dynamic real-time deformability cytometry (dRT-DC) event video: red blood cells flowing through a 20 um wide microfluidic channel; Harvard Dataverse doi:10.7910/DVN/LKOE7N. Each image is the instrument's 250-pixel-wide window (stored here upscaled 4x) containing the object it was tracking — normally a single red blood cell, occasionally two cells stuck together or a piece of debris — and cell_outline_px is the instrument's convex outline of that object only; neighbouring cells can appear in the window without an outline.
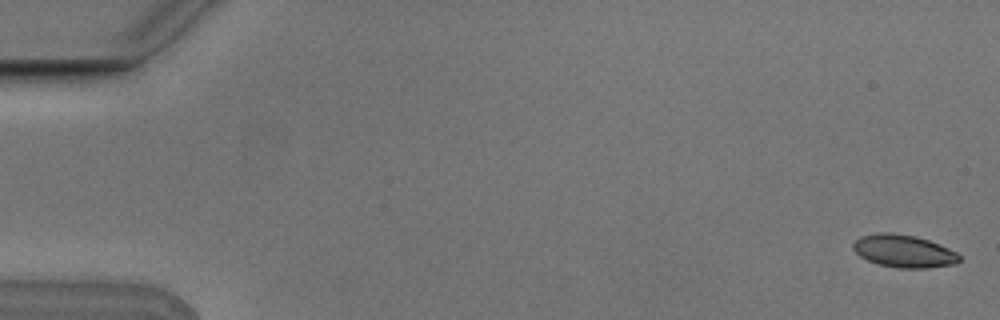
{"species": "Egyptian fruit bat (a non-hibernating species)", "species_latin": "Rousettus aegyptiacus", "temperature_condition": "cold", "stored_images_in_passage": 11, "camera_frame_rate_fps": 3000, "um_per_image_px": 0.085, "animal": {"sex": "male"}, "frame": {"image": 1, "passage_image": 1, "time_ms": 0.0, "image_size_px": [1000, 320], "cell_outline_px": [[960, 260], [956, 264], [928, 268], [900, 268], [880, 264], [868, 260], [860, 256], [852, 248], [852, 244], [860, 236], [876, 232], [892, 232], [916, 236], [928, 240], [948, 248], [956, 252], [960, 256]], "centroid_in_image_um": [76.81, 21.33], "position_along_channel_um": 8.2, "area_um2": 20.23}}
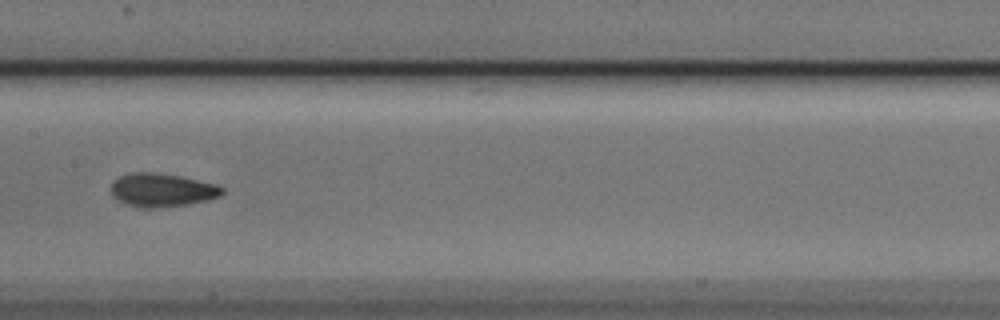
{"frame": {"image": 2, "passage_image": 8, "time_ms": 2.333, "image_size_px": [1000, 320], "cell_outline_px": [[224, 192], [220, 196], [204, 200], [184, 204], [148, 208], [140, 208], [124, 204], [112, 196], [112, 180], [120, 176], [132, 172], [152, 172], [180, 176], [216, 184], [224, 188]], "centroid_in_image_um": [13.72, 16.14], "position_along_channel_um": 193.7, "area_um2": 21.44}}
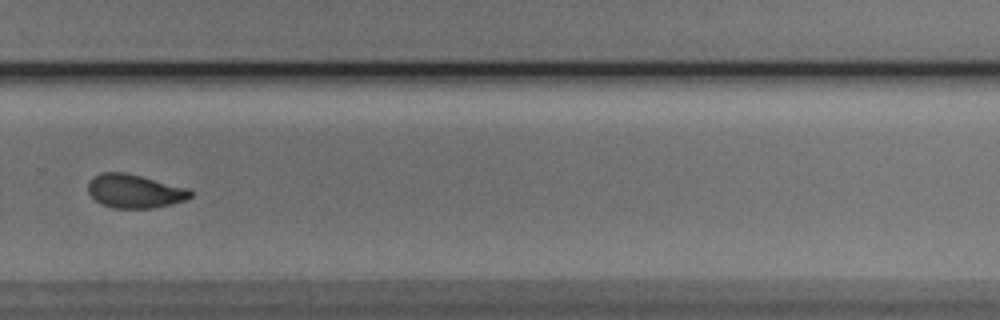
{"frame": {"image": 3, "passage_image": 11, "time_ms": 3.333, "image_size_px": [1000, 320], "cell_outline_px": [[192, 196], [184, 200], [172, 204], [152, 208], [112, 208], [100, 204], [88, 192], [88, 180], [104, 172], [128, 172], [188, 188], [192, 192]], "centroid_in_image_um": [11.44, 16.24], "position_along_channel_um": 318.4, "area_um2": 20.17}}